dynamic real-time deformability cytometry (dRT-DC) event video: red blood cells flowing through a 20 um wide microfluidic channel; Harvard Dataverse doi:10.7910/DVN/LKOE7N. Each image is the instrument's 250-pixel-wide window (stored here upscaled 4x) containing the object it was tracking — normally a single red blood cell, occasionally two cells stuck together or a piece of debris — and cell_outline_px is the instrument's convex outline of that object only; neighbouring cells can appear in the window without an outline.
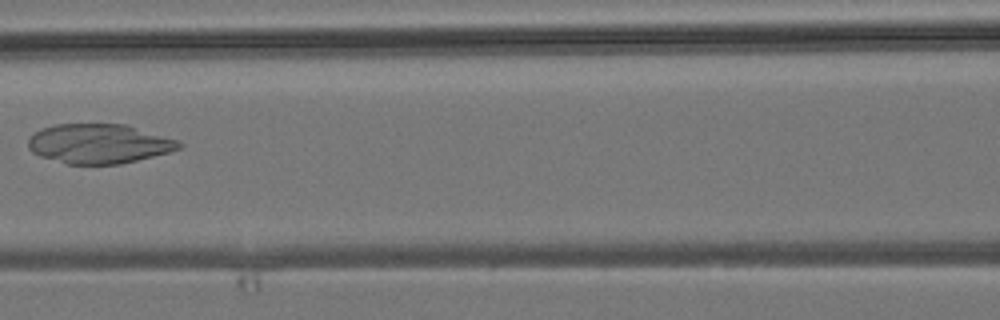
{"species": "common noctule bat (a hibernating species)", "species_latin": "Nyctalus noctula", "temperature_condition": "room temperature", "stored_images_in_passage": 7, "camera_frame_rate_fps": 3000, "um_per_image_px": 0.085, "animal": {"sex": "male", "body_mass_g": 19.2, "forearm_length_mm": 51.8}, "frame": {"image": 1, "passage_image": 6, "time_ms": 6.667, "image_size_px": [1000, 320], "cell_outline_px": [[184, 144], [180, 148], [168, 152], [120, 164], [68, 164], [40, 156], [32, 152], [28, 148], [28, 140], [40, 128], [56, 124], [124, 124], [176, 140]], "centroid_in_image_um": [8.37, 12.21], "position_along_channel_um": 158.2, "area_um2": 34.33}}